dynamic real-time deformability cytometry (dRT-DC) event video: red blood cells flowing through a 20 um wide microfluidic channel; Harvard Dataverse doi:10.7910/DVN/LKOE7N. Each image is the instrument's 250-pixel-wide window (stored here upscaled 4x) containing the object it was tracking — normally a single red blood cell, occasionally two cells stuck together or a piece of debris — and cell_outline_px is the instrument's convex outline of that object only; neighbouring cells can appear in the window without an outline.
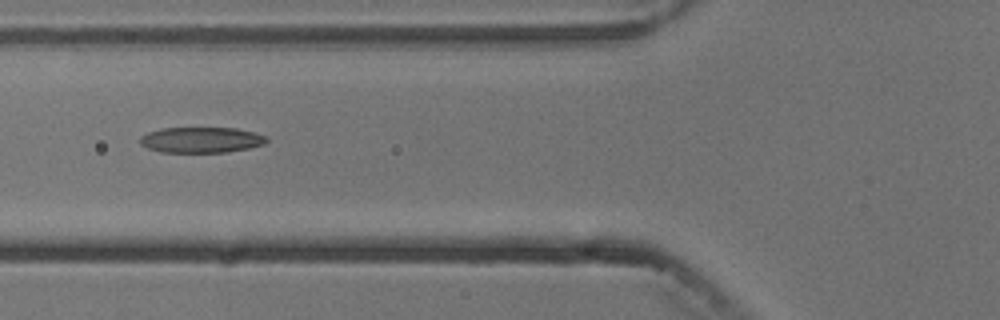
{"species": "common noctule bat (a hibernating species)", "species_latin": "Nyctalus noctula", "temperature_condition": "cold", "stored_images_in_passage": 4, "camera_frame_rate_fps": 3000, "um_per_image_px": 0.085, "animal": {"sex": "male", "body_mass_g": 13.3}, "frame": {"image": 1, "passage_image": 2, "time_ms": 1.0, "image_size_px": [1000, 320], "cell_outline_px": [[268, 140], [264, 144], [248, 148], [228, 152], [160, 152], [148, 148], [140, 144], [140, 136], [148, 132], [160, 128], [236, 128], [256, 132], [268, 136]], "centroid_in_image_um": [17.12, 11.88], "position_along_channel_um": 108.7, "area_um2": 19.07}}
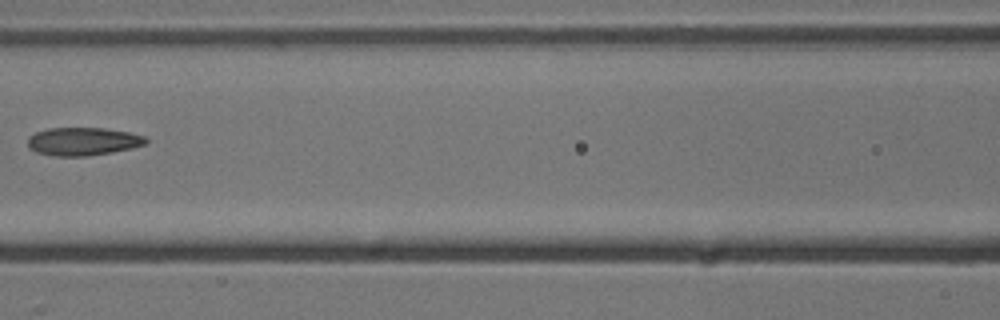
{"frame": {"image": 2, "passage_image": 3, "time_ms": 2.333, "image_size_px": [1000, 320], "cell_outline_px": [[148, 140], [144, 144], [132, 148], [112, 152], [88, 156], [52, 156], [36, 152], [28, 148], [28, 136], [36, 132], [48, 128], [104, 128], [128, 132], [144, 136]], "centroid_in_image_um": [7.01, 12.02], "position_along_channel_um": 159.6, "area_um2": 19.36}}
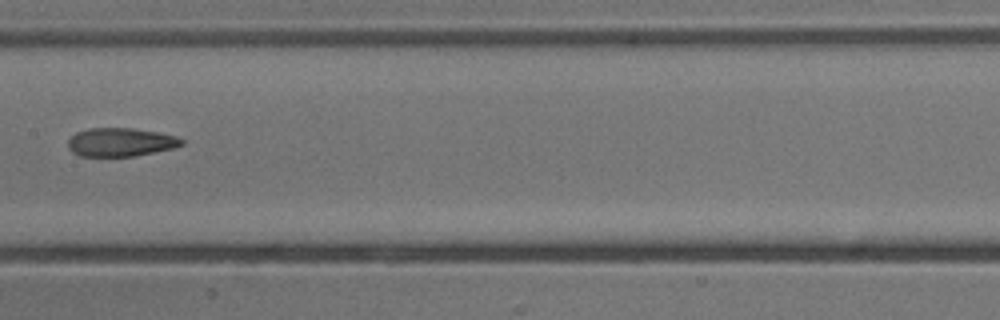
{"frame": {"image": 3, "passage_image": 4, "time_ms": 3.333, "image_size_px": [1000, 320], "cell_outline_px": [[184, 144], [176, 148], [132, 156], [80, 156], [72, 152], [68, 148], [68, 140], [76, 132], [88, 128], [132, 128], [156, 132], [176, 136], [184, 140]], "centroid_in_image_um": [10.25, 12.08], "position_along_channel_um": 197.1, "area_um2": 18.9}}